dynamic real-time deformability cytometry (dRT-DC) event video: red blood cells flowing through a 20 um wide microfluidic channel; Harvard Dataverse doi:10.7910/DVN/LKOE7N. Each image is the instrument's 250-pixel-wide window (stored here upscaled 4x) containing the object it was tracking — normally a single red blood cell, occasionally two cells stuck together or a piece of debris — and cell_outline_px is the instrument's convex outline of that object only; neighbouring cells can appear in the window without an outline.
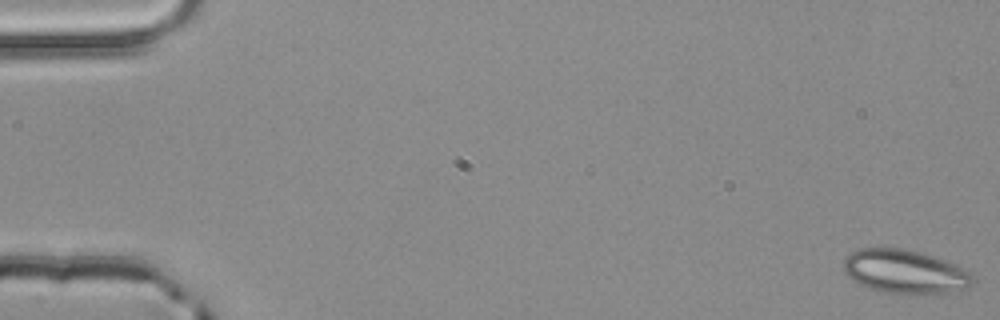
{"species": "common noctule bat (a hibernating species)", "species_latin": "Nyctalus noctula", "temperature_condition": "room temperature", "stored_images_in_passage": 4, "camera_frame_rate_fps": 3000, "um_per_image_px": 0.085, "animal": {"sex": "male", "body_mass_g": 20.4}, "frame": {"image": 1, "passage_image": 1, "time_ms": 0.0, "image_size_px": [1000, 320], "cell_outline_px": [[976, 280], [972, 284], [964, 288], [936, 296], [900, 296], [880, 292], [868, 288], [852, 280], [844, 272], [844, 260], [852, 252], [860, 248], [904, 248], [924, 252], [956, 264], [972, 272], [976, 276]], "centroid_in_image_um": [76.99, 23.14], "position_along_channel_um": 8.0, "area_um2": 34.39}}